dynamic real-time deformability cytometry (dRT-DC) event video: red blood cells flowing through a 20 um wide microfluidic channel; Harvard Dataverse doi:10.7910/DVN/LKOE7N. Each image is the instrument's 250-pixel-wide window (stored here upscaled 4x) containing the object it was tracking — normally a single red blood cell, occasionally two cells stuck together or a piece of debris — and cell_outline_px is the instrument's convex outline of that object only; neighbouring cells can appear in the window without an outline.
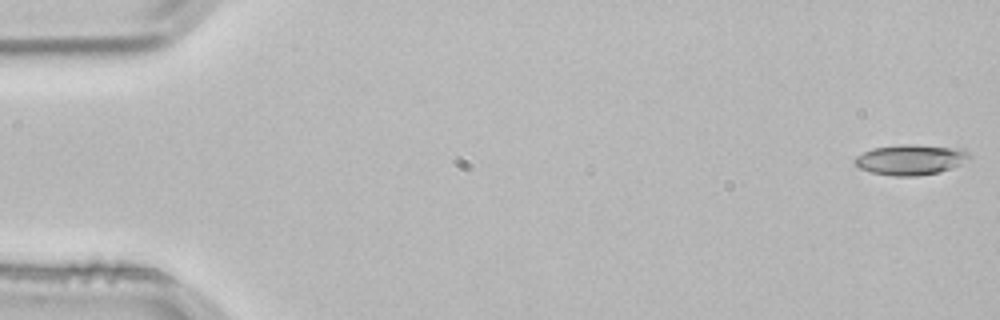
{"species": "common noctule bat (a hibernating species)", "species_latin": "Nyctalus noctula", "temperature_condition": "room temperature", "stored_images_in_passage": 54, "camera_frame_rate_fps": 3000, "um_per_image_px": 0.085, "animal": {"sex": "male", "body_mass_g": 21.5, "forearm_length_mm": 52.0}, "frame": {"image": 1, "passage_image": 1, "time_ms": 0.0, "image_size_px": [1000, 320], "cell_outline_px": [[972, 156], [960, 164], [940, 172], [916, 176], [896, 176], [872, 172], [860, 168], [852, 160], [856, 156], [872, 148], [900, 144], [916, 144], [960, 148], [968, 152]], "centroid_in_image_um": [77.4, 13.56], "position_along_channel_um": 7.6, "area_um2": 20.29}}
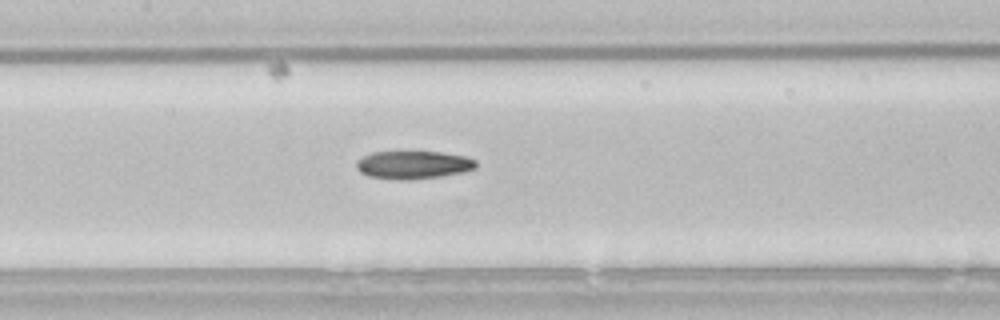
{"frame": {"image": 2, "passage_image": 25, "time_ms": 8.0, "image_size_px": [1000, 320], "cell_outline_px": [[476, 168], [460, 172], [440, 176], [408, 180], [396, 180], [368, 176], [360, 172], [356, 168], [356, 160], [372, 152], [440, 152], [464, 156], [476, 160]], "centroid_in_image_um": [35.08, 14.01], "position_along_channel_um": 172.3, "area_um2": 19.42}}
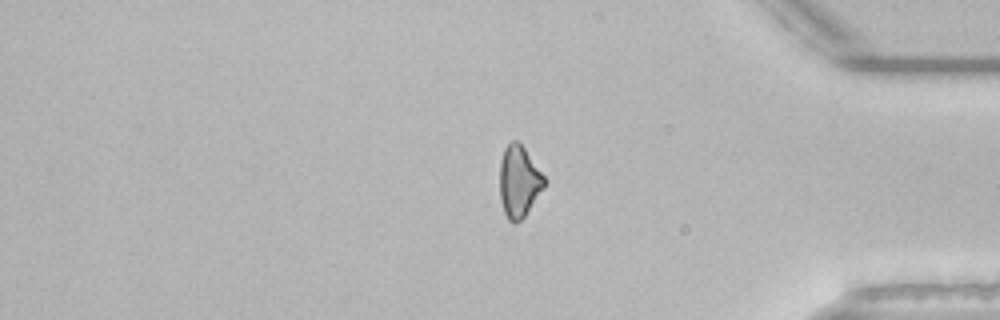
{"frame": {"image": 3, "passage_image": 44, "time_ms": 14.333, "image_size_px": [1000, 320], "cell_outline_px": [[548, 184], [524, 216], [516, 224], [512, 224], [508, 220], [504, 212], [500, 200], [500, 160], [504, 148], [512, 140], [516, 140], [524, 148], [548, 180]], "centroid_in_image_um": [44.13, 15.45], "position_along_channel_um": 391.1, "area_um2": 18.9}, "authors_computed_cell_mechanics": {"area_um2": 19.4208, "velocity_mm_per_s": 3.8406, "shape_relaxation_time_tau1_ms": null, "shape_relaxation_time_tau2_ms": 7.7351, "deformation_change_tau1": null, "deformation_change_tau2": 0.1845}}